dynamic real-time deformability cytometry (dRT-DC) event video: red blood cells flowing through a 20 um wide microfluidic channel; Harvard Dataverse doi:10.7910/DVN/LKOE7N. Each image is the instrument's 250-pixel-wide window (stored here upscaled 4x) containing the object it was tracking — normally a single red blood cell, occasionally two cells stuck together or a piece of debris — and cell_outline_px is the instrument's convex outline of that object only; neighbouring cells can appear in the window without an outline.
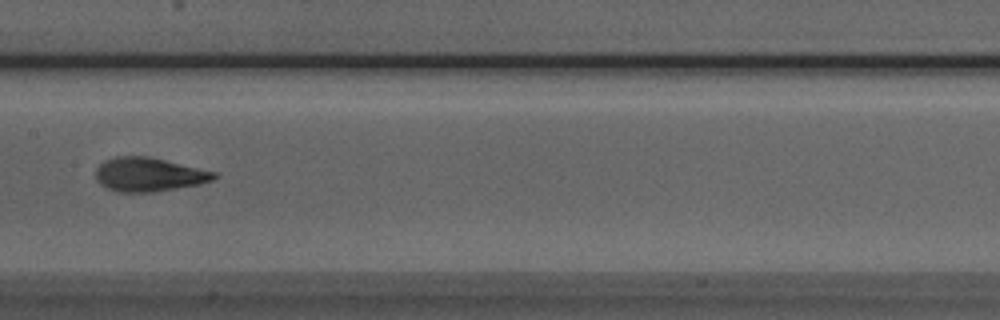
{"species": "Egyptian fruit bat (a non-hibernating species)", "species_latin": "Rousettus aegyptiacus", "temperature_condition": "room temperature", "stored_images_in_passage": 7, "camera_frame_rate_fps": 3000, "um_per_image_px": 0.085, "animal": {"sex": "male"}, "frame": {"image": 1, "passage_image": 7, "time_ms": 6.667, "image_size_px": [1000, 320], "cell_outline_px": [[220, 176], [212, 180], [200, 184], [152, 192], [116, 192], [100, 184], [96, 180], [96, 168], [104, 160], [116, 156], [148, 156], [216, 172]], "centroid_in_image_um": [12.64, 14.83], "position_along_channel_um": 194.8, "area_um2": 23.35}}